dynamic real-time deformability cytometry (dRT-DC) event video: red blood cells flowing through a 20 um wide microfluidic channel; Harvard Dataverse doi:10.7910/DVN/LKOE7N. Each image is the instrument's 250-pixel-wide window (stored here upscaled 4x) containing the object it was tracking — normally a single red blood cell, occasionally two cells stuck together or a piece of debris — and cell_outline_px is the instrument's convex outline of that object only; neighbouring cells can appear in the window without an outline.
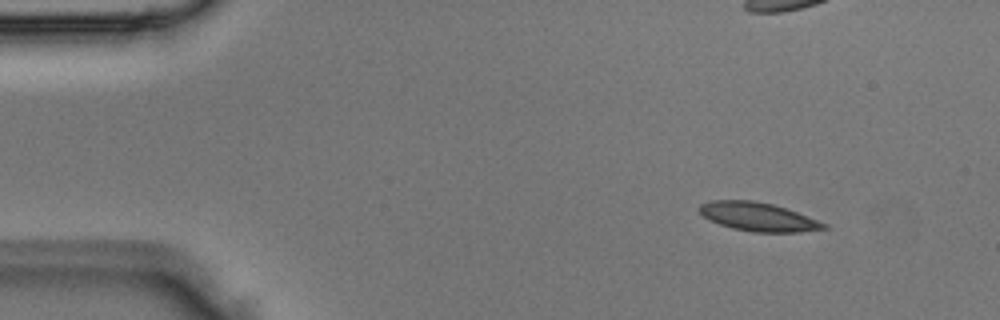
{"species": "Egyptian fruit bat (a non-hibernating species)", "species_latin": "Rousettus aegyptiacus", "temperature_condition": "room temperature", "stored_images_in_passage": 4, "camera_frame_rate_fps": 3000, "um_per_image_px": 0.085, "animal": {"sex": "male"}, "frame": {"image": 1, "passage_image": 1, "time_ms": 0.0, "image_size_px": [1000, 320], "cell_outline_px": [[828, 228], [800, 232], [752, 232], [732, 228], [708, 220], [696, 208], [700, 204], [712, 200], [752, 200], [772, 204], [796, 212], [828, 224]], "centroid_in_image_um": [64.4, 18.43], "position_along_channel_um": 20.6, "area_um2": 20.69}}